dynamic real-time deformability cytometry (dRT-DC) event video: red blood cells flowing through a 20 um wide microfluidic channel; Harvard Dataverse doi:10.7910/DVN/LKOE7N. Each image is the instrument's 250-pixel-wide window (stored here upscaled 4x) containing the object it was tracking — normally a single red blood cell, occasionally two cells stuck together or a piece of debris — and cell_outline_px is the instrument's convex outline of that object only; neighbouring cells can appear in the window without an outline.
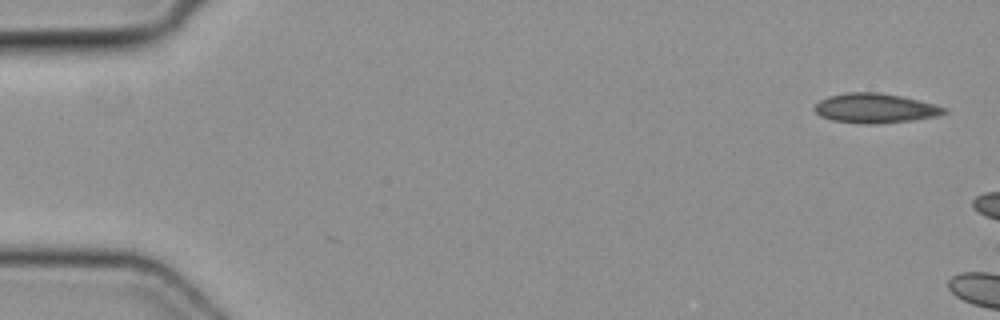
{"species": "common noctule bat (a hibernating species)", "species_latin": "Nyctalus noctula", "temperature_condition": "cold", "stored_images_in_passage": 2, "camera_frame_rate_fps": 3000, "um_per_image_px": 0.085, "animal": {"sex": "female", "body_mass_g": 19.3, "forearm_length_mm": 54.1}, "frame": {"image": 1, "passage_image": 2, "time_ms": 0.333, "image_size_px": [1000, 320], "cell_outline_px": [[948, 112], [936, 116], [912, 120], [876, 124], [860, 124], [832, 120], [820, 116], [812, 108], [820, 100], [828, 96], [848, 92], [876, 92], [900, 96], [936, 104], [944, 108]], "centroid_in_image_um": [74.35, 9.2], "position_along_channel_um": 10.6, "area_um2": 22.31}}